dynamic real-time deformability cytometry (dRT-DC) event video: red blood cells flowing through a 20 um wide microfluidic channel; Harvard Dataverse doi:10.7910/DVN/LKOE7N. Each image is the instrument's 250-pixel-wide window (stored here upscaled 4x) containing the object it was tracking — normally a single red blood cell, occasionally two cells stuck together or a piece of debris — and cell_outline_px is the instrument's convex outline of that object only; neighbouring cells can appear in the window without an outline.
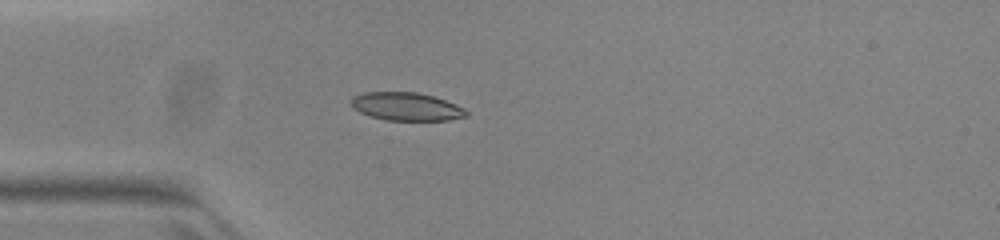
{"species": "common noctule bat (a hibernating species)", "species_latin": "Nyctalus noctula", "temperature_condition": "warm", "stored_images_in_passage": 38, "camera_frame_rate_fps": 3000, "um_per_image_px": 0.085, "animal": {"sex": "female", "body_mass_g": 23.0, "forearm_length_mm": 53.4}, "frame": {"image": 1, "passage_image": 1, "time_ms": 0.0, "image_size_px": [1000, 240], "cell_outline_px": [[468, 116], [448, 120], [384, 120], [360, 112], [352, 108], [348, 100], [352, 96], [364, 92], [416, 92], [432, 96], [456, 104], [464, 108], [468, 112]], "centroid_in_image_um": [34.5, 9.05], "position_along_channel_um": 50.5, "area_um2": 18.96}}
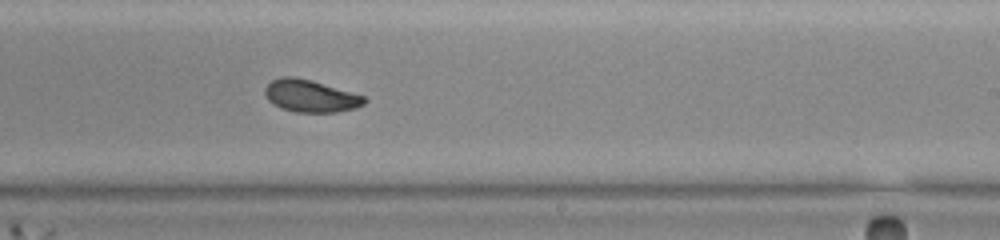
{"frame": {"image": 2, "passage_image": 18, "time_ms": 5.667, "image_size_px": [1000, 240], "cell_outline_px": [[368, 100], [364, 104], [356, 108], [336, 112], [296, 112], [280, 108], [268, 100], [264, 92], [264, 88], [272, 80], [280, 76], [292, 76], [312, 80], [364, 96]], "centroid_in_image_um": [26.38, 8.15], "position_along_channel_um": 262.6, "area_um2": 18.73}}
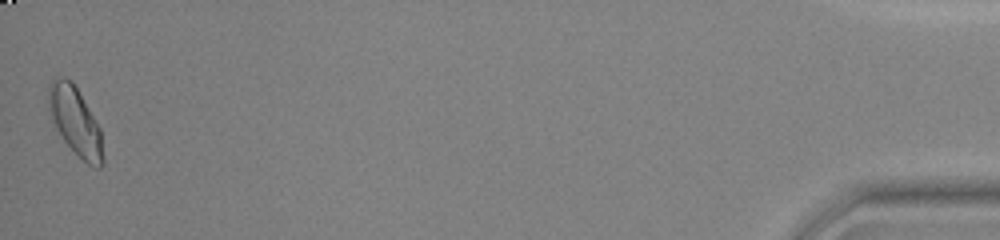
{"frame": {"image": 3, "passage_image": 38, "time_ms": 12.333, "image_size_px": [1000, 240], "cell_outline_px": [[104, 164], [100, 168], [96, 168], [88, 164], [64, 140], [56, 128], [48, 104], [48, 84], [52, 80], [60, 76], [64, 76], [72, 80], [100, 128], [104, 156]], "centroid_in_image_um": [6.41, 10.29], "position_along_channel_um": 428.8, "area_um2": 21.33}, "authors_computed_cell_mechanics": {"area_um2": 19.074, "velocity_mm_per_s": 3.9377, "shape_relaxation_time_tau1_ms": 4.2879, "shape_relaxation_time_tau2_ms": 1.6084, "deformation_change_tau1": 0.1307, "deformation_change_tau2": 0.0559}}